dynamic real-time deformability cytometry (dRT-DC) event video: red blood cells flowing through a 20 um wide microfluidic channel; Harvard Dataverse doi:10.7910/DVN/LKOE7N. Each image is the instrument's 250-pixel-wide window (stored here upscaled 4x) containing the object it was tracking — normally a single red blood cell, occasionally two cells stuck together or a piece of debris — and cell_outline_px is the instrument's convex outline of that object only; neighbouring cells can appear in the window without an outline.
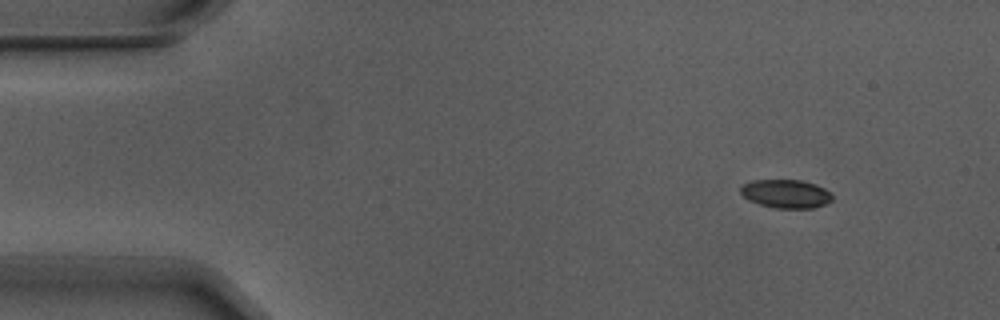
{"species": "Egyptian fruit bat (a non-hibernating species)", "species_latin": "Rousettus aegyptiacus", "temperature_condition": "warm", "stored_images_in_passage": 2, "camera_frame_rate_fps": 3000, "um_per_image_px": 0.085, "animal": {"sex": "male"}, "frame": {"image": 1, "passage_image": 1, "time_ms": 0.0, "image_size_px": [1000, 320], "cell_outline_px": [[832, 200], [824, 204], [812, 208], [776, 208], [760, 204], [748, 200], [740, 192], [740, 188], [744, 184], [752, 180], [800, 180], [816, 184], [824, 188], [832, 196]], "centroid_in_image_um": [66.79, 16.46], "position_along_channel_um": 18.2, "area_um2": 15.09}}